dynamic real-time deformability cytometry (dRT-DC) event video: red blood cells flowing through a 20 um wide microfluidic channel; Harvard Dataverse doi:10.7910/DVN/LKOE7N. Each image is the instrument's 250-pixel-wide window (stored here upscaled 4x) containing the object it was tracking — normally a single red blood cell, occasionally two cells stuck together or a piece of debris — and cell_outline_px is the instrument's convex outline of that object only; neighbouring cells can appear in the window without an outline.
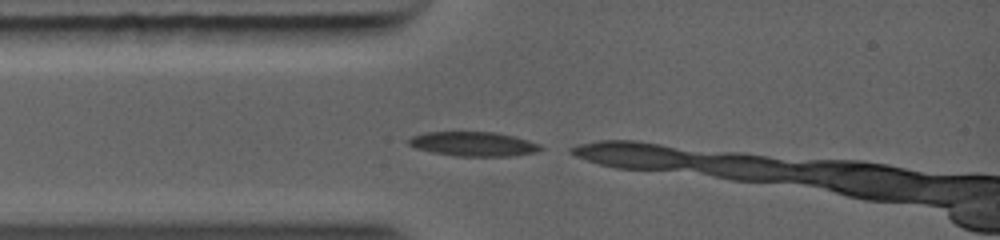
{"species": "common noctule bat (a hibernating species)", "species_latin": "Nyctalus noctula", "temperature_condition": "warm", "stored_images_in_passage": 3, "camera_frame_rate_fps": 5000, "um_per_image_px": 0.085, "animal": {"sex": "female", "body_mass_g": 19.0, "forearm_length_mm": 56.7}, "frame": {"image": 1, "passage_image": 1, "time_ms": 0.0, "image_size_px": [1000, 240], "cell_outline_px": [[540, 148], [528, 152], [492, 156], [464, 156], [440, 152], [424, 148], [412, 144], [408, 140], [416, 136], [428, 132], [492, 132], [512, 136], [536, 144]], "centroid_in_image_um": [40.21, 12.2], "position_along_channel_um": 44.8, "area_um2": 16.94}}